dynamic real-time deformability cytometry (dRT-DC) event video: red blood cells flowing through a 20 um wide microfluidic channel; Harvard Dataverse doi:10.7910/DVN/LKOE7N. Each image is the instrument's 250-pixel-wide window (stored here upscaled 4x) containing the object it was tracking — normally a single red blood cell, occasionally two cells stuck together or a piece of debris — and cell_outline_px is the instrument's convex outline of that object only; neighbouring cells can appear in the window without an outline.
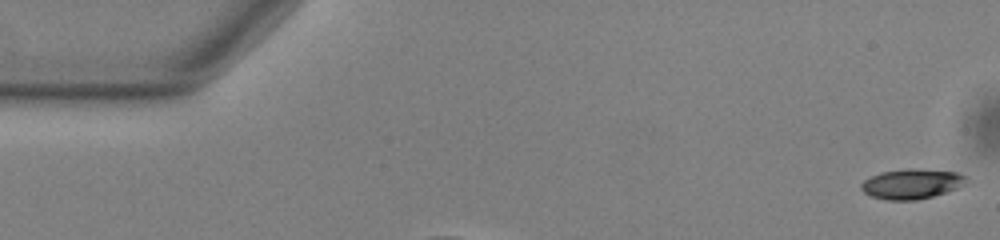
{"species": "common noctule bat (a hibernating species)", "species_latin": "Nyctalus noctula", "temperature_condition": "warm", "stored_images_in_passage": 54, "camera_frame_rate_fps": 3000, "um_per_image_px": 0.085, "animal": {"sex": "male", "body_mass_g": 13.0, "forearm_length_mm": 53.1}, "frame": {"image": 1, "passage_image": 1, "time_ms": 0.0, "image_size_px": [1000, 240], "cell_outline_px": [[968, 184], [932, 196], [916, 200], [888, 200], [872, 196], [864, 192], [860, 188], [860, 184], [864, 180], [880, 172], [908, 168], [960, 172], [968, 176]], "centroid_in_image_um": [77.53, 15.61], "position_along_channel_um": 7.5, "area_um2": 18.44}}
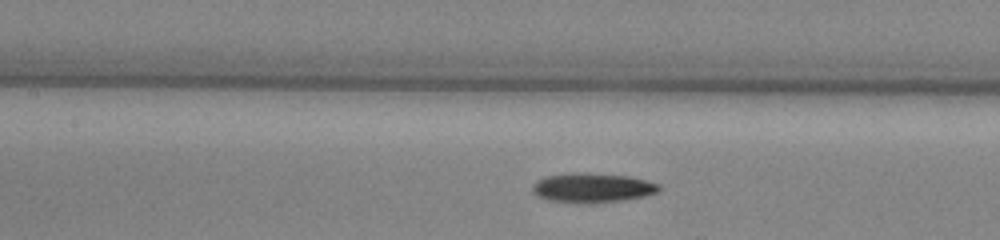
{"frame": {"image": 2, "passage_image": 24, "time_ms": 7.667, "image_size_px": [1000, 240], "cell_outline_px": [[660, 192], [644, 196], [624, 200], [580, 204], [548, 200], [532, 192], [532, 184], [536, 180], [544, 176], [576, 172], [584, 172], [628, 176], [648, 180], [660, 184]], "centroid_in_image_um": [50.35, 15.96], "position_along_channel_um": 157.0, "area_um2": 22.08}}
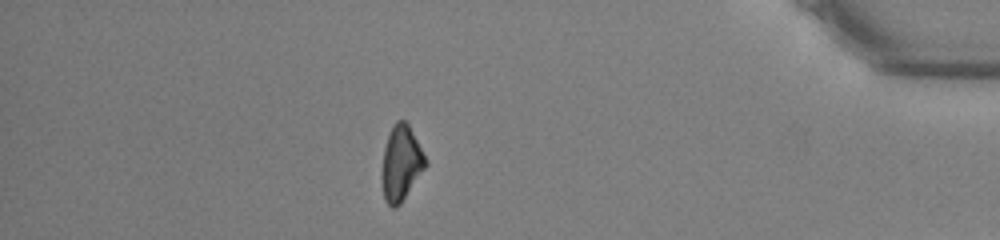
{"frame": {"image": 3, "passage_image": 47, "time_ms": 15.333, "image_size_px": [1000, 240], "cell_outline_px": [[428, 164], [400, 204], [396, 208], [392, 208], [384, 200], [380, 176], [380, 172], [384, 148], [388, 136], [396, 120], [404, 120], [408, 124], [428, 160]], "centroid_in_image_um": [34.08, 13.91], "position_along_channel_um": 401.1, "area_um2": 19.31}, "authors_computed_cell_mechanics": {"area_um2": 19.652, "velocity_mm_per_s": 3.7848, "shape_relaxation_time_tau1_ms": 4.4415, "shape_relaxation_time_tau2_ms": null, "deformation_change_tau1": 0.1223, "deformation_change_tau2": null}}